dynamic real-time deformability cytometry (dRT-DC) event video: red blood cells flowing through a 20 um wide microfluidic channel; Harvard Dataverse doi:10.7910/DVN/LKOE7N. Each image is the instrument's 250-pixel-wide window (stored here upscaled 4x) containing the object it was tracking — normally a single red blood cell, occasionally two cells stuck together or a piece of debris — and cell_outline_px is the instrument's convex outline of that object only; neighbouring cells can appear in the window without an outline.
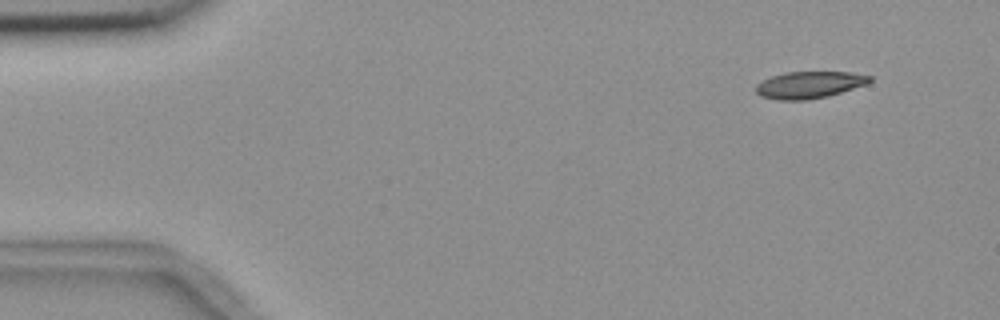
{"species": "common noctule bat (a hibernating species)", "species_latin": "Nyctalus noctula", "temperature_condition": "room temperature", "stored_images_in_passage": 4, "camera_frame_rate_fps": 3000, "um_per_image_px": 0.085, "animal": {"sex": "female", "body_mass_g": 18.4}, "frame": {"image": 1, "passage_image": 1, "time_ms": 0.0, "image_size_px": [1000, 320], "cell_outline_px": [[872, 80], [868, 84], [828, 96], [808, 100], [776, 100], [760, 96], [756, 92], [756, 84], [772, 76], [784, 72], [848, 72], [872, 76]], "centroid_in_image_um": [68.79, 7.22], "position_along_channel_um": 16.2, "area_um2": 17.92}}